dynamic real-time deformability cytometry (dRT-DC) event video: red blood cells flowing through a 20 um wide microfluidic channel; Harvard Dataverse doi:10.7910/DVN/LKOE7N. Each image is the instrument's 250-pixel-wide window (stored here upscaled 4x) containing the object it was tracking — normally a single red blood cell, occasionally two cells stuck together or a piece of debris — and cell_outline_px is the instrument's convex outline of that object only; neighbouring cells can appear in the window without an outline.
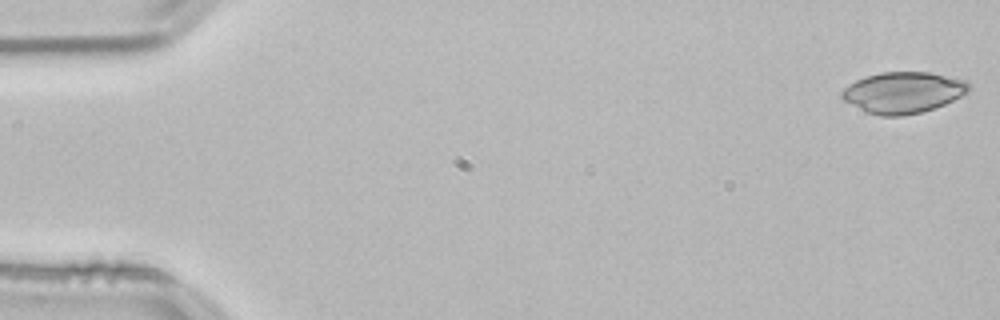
{"species": "common noctule bat (a hibernating species)", "species_latin": "Nyctalus noctula", "temperature_condition": "room temperature", "stored_images_in_passage": 53, "camera_frame_rate_fps": 3000, "um_per_image_px": 0.085, "animal": {"sex": "male", "body_mass_g": 21.5, "forearm_length_mm": 52.0}, "frame": {"image": 1, "passage_image": 1, "time_ms": 0.0, "image_size_px": [1000, 320], "cell_outline_px": [[972, 88], [968, 92], [944, 104], [920, 112], [904, 116], [880, 116], [868, 112], [844, 100], [840, 96], [840, 92], [844, 88], [856, 80], [880, 72], [928, 72], [964, 80]], "centroid_in_image_um": [76.76, 7.86], "position_along_channel_um": 8.2, "area_um2": 30.06}}
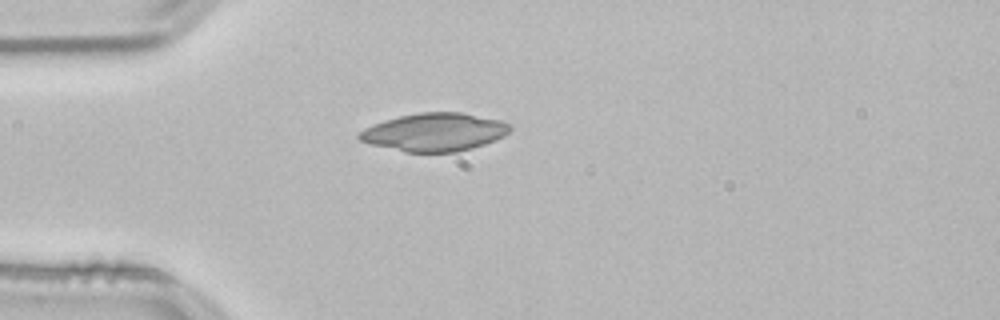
{"frame": {"image": 2, "passage_image": 14, "time_ms": 4.333, "image_size_px": [1000, 320], "cell_outline_px": [[512, 128], [504, 136], [496, 140], [472, 148], [456, 152], [404, 152], [368, 144], [360, 140], [356, 136], [364, 128], [372, 124], [384, 120], [400, 116], [420, 112], [460, 112], [500, 120], [512, 124]], "centroid_in_image_um": [36.92, 11.23], "position_along_channel_um": 48.1, "area_um2": 33.64}}
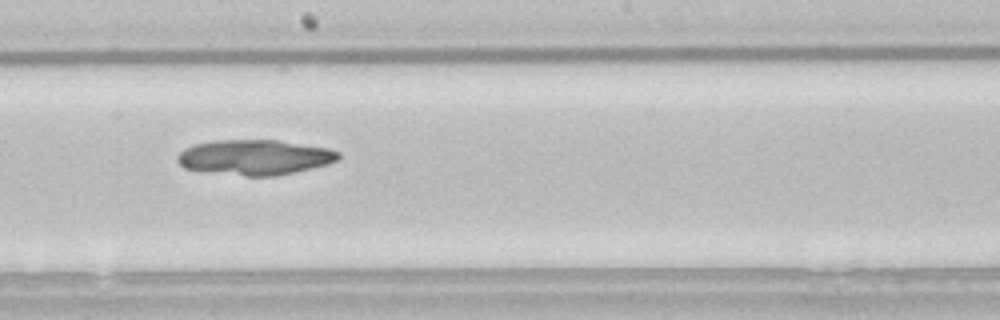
{"frame": {"image": 3, "passage_image": 29, "time_ms": 9.333, "image_size_px": [1000, 320], "cell_outline_px": [[340, 156], [336, 160], [328, 164], [276, 176], [244, 176], [204, 172], [184, 168], [176, 160], [176, 156], [184, 148], [196, 144], [216, 140], [280, 140], [328, 148], [340, 152]], "centroid_in_image_um": [21.62, 13.37], "position_along_channel_um": 226.6, "area_um2": 33.18}}